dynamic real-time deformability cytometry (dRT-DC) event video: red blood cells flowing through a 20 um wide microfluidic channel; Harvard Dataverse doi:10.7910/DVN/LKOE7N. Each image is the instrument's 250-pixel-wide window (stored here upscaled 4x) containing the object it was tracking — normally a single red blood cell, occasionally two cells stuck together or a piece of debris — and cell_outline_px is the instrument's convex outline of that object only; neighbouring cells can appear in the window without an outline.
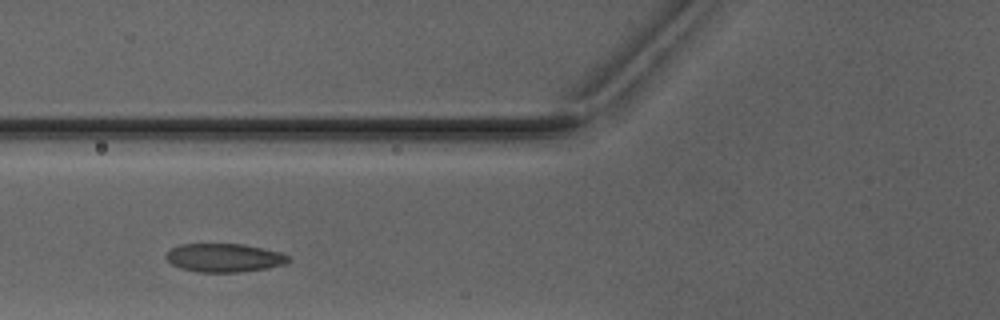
{"species": "Egyptian fruit bat (a non-hibernating species)", "species_latin": "Rousettus aegyptiacus", "temperature_condition": "warm", "stored_images_in_passage": 5, "camera_frame_rate_fps": 3000, "um_per_image_px": 0.085, "animal": {"sex": "male"}, "frame": {"image": 1, "passage_image": 2, "time_ms": 1.333, "image_size_px": [1000, 320], "cell_outline_px": [[292, 260], [284, 264], [264, 268], [240, 272], [196, 272], [180, 268], [172, 264], [164, 256], [164, 252], [180, 244], [244, 244], [280, 252], [288, 256]], "centroid_in_image_um": [19.01, 21.9], "position_along_channel_um": 106.8, "area_um2": 20.35}}
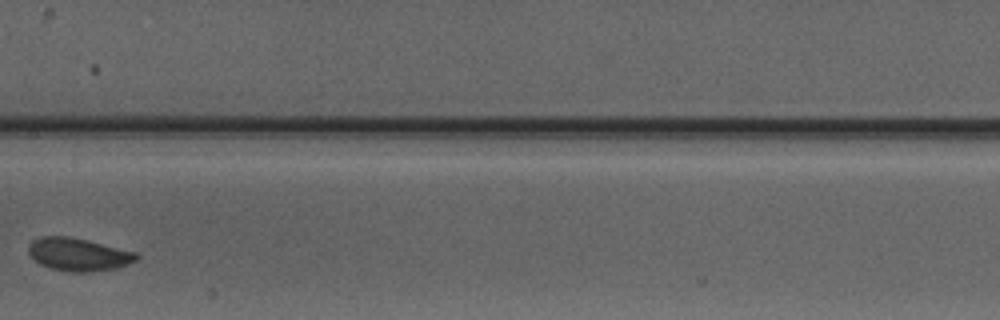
{"frame": {"image": 2, "passage_image": 4, "time_ms": 3.667, "image_size_px": [1000, 320], "cell_outline_px": [[140, 256], [136, 260], [128, 264], [116, 268], [88, 272], [72, 272], [52, 268], [40, 264], [28, 252], [28, 244], [32, 240], [40, 236], [68, 236], [88, 240], [136, 252]], "centroid_in_image_um": [6.66, 21.61], "position_along_channel_um": 200.7, "area_um2": 20.63}}
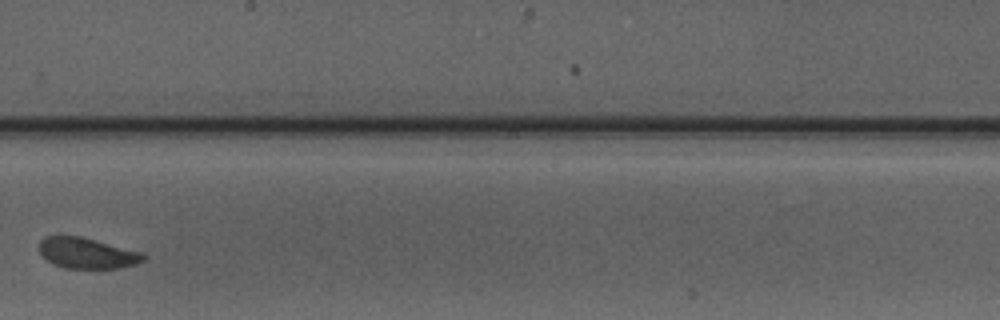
{"frame": {"image": 3, "passage_image": 5, "time_ms": 4.667, "image_size_px": [1000, 320], "cell_outline_px": [[148, 256], [144, 260], [136, 264], [120, 268], [64, 268], [52, 264], [40, 252], [40, 240], [44, 236], [84, 236], [144, 252]], "centroid_in_image_um": [7.46, 21.5], "position_along_channel_um": 240.7, "area_um2": 19.02}}